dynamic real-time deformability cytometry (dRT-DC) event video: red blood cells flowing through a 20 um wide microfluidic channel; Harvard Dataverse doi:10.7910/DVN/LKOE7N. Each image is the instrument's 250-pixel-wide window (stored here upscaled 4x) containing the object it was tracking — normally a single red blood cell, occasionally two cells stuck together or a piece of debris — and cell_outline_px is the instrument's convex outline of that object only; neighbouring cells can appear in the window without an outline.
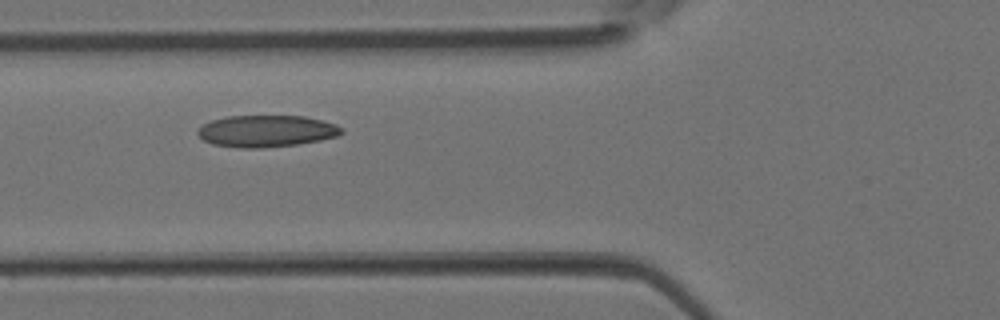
{"species": "Egyptian fruit bat (a non-hibernating species)", "species_latin": "Rousettus aegyptiacus", "temperature_condition": "room temperature", "stored_images_in_passage": 6, "camera_frame_rate_fps": 3000, "um_per_image_px": 0.085, "animal": {"sex": "female"}, "frame": {"image": 1, "passage_image": 5, "time_ms": 1.333, "image_size_px": [1000, 320], "cell_outline_px": [[344, 132], [340, 136], [320, 140], [296, 144], [260, 148], [240, 148], [212, 144], [204, 140], [196, 132], [204, 124], [212, 120], [228, 116], [304, 116], [336, 124], [344, 128]], "centroid_in_image_um": [22.68, 11.14], "position_along_channel_um": 103.1, "area_um2": 26.59}}
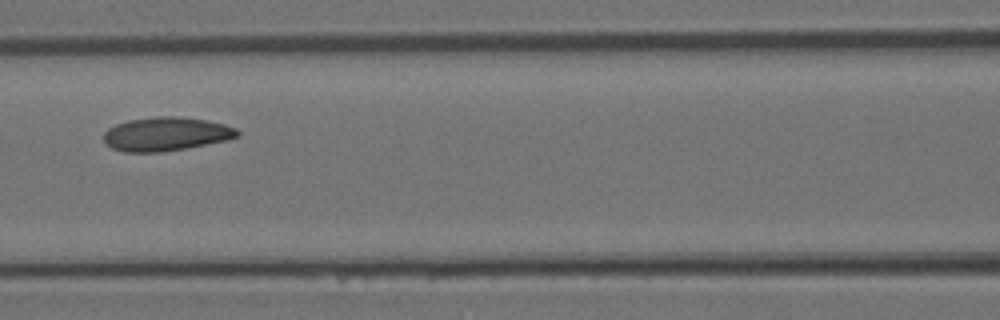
{"frame": {"image": 2, "passage_image": 6, "time_ms": 1.667, "image_size_px": [1000, 320], "cell_outline_px": [[240, 136], [228, 140], [184, 148], [160, 152], [124, 152], [112, 148], [104, 140], [104, 132], [108, 128], [116, 124], [128, 120], [156, 116], [180, 116], [204, 120], [224, 124], [236, 128], [240, 132]], "centroid_in_image_um": [14.12, 11.38], "position_along_channel_um": 152.5, "area_um2": 26.24}}